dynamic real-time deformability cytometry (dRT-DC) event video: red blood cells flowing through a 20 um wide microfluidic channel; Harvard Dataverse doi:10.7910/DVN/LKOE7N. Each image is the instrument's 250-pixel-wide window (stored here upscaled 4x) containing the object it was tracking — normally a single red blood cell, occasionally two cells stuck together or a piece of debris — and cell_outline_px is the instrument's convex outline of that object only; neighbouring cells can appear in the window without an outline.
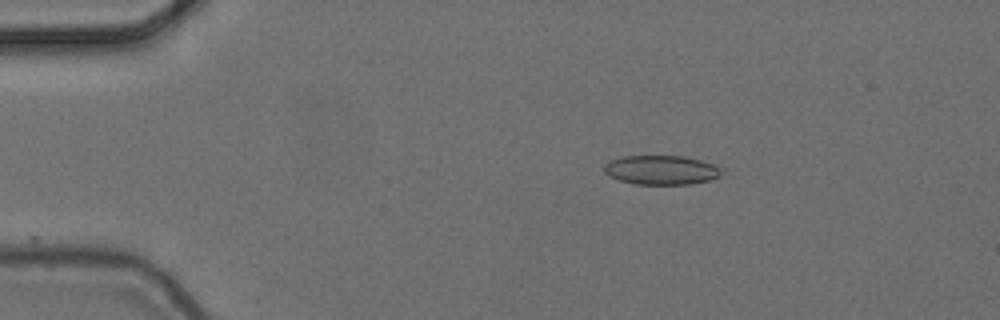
{"species": "common noctule bat (a hibernating species)", "species_latin": "Nyctalus noctula", "temperature_condition": "cold", "stored_images_in_passage": 5, "camera_frame_rate_fps": 3000, "um_per_image_px": 0.085, "animal": {"sex": "female", "body_mass_g": 24.6, "forearm_length_mm": 56.2}, "frame": {"image": 1, "passage_image": 3, "time_ms": 0.667, "image_size_px": [1000, 320], "cell_outline_px": [[724, 168], [720, 176], [712, 180], [692, 184], [636, 184], [620, 180], [604, 172], [604, 164], [620, 156], [684, 156], [700, 160]], "centroid_in_image_um": [56.26, 14.45], "position_along_channel_um": 28.7, "area_um2": 20.06}}